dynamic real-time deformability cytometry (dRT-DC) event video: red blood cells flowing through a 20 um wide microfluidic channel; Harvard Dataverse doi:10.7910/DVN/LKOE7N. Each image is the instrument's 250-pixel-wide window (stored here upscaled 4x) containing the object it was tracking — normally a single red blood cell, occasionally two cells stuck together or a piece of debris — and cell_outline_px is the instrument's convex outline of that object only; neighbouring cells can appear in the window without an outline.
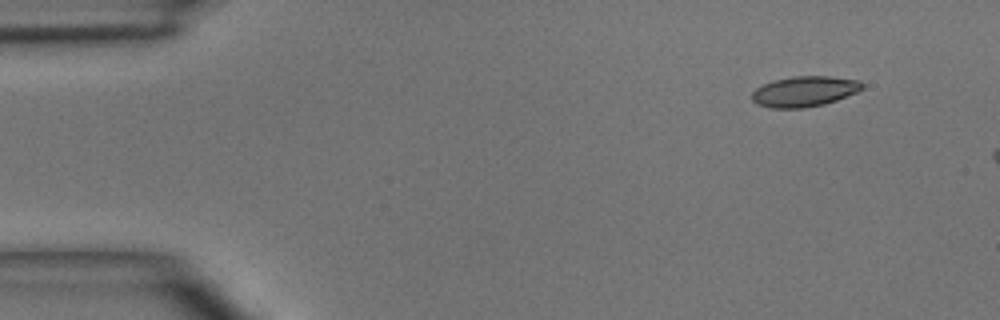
{"species": "common noctule bat (a hibernating species)", "species_latin": "Nyctalus noctula", "temperature_condition": "room temperature", "stored_images_in_passage": 3, "camera_frame_rate_fps": 3000, "um_per_image_px": 0.085, "animal": {"sex": "male", "body_mass_g": 15.6}, "frame": {"image": 1, "passage_image": 1, "time_ms": 0.0, "image_size_px": [1000, 320], "cell_outline_px": [[864, 88], [856, 92], [836, 100], [824, 104], [804, 108], [772, 108], [756, 104], [752, 100], [752, 92], [756, 88], [772, 80], [792, 76], [828, 76], [860, 80], [864, 84]], "centroid_in_image_um": [68.37, 7.76], "position_along_channel_um": 16.6, "area_um2": 19.65}}